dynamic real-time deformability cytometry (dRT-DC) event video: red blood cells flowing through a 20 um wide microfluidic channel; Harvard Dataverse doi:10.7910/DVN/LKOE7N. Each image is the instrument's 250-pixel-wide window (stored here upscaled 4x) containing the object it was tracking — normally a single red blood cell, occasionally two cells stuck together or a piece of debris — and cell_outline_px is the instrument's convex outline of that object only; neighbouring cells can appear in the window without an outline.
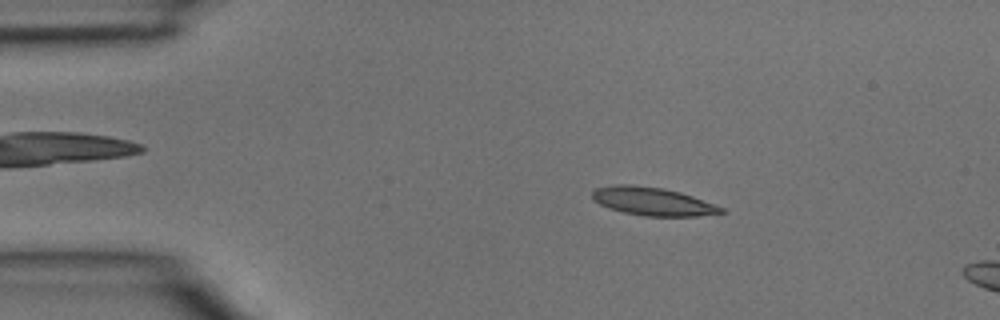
{"species": "common noctule bat (a hibernating species)", "species_latin": "Nyctalus noctula", "temperature_condition": "room temperature", "stored_images_in_passage": 2, "camera_frame_rate_fps": 3000, "um_per_image_px": 0.085, "animal": {"sex": "male", "body_mass_g": 15.6}, "frame": {"image": 1, "passage_image": 1, "time_ms": 0.0, "image_size_px": [1000, 320], "cell_outline_px": [[728, 212], [696, 216], [644, 216], [624, 212], [600, 204], [592, 200], [592, 192], [596, 188], [616, 184], [628, 184], [664, 188], [680, 192], [692, 196], [724, 208]], "centroid_in_image_um": [55.48, 17.11], "position_along_channel_um": 29.5, "area_um2": 21.04}}